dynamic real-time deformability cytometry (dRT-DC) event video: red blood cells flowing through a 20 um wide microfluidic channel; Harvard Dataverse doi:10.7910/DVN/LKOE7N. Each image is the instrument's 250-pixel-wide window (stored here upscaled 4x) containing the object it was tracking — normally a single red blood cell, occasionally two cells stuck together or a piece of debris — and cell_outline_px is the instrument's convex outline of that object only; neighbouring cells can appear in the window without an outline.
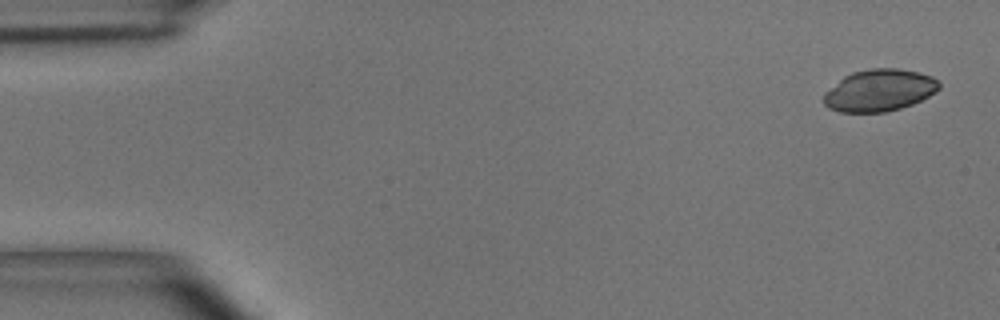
{"species": "common noctule bat (a hibernating species)", "species_latin": "Nyctalus noctula", "temperature_condition": "room temperature", "stored_images_in_passage": 7, "camera_frame_rate_fps": 3000, "um_per_image_px": 0.085, "animal": {"sex": "male", "body_mass_g": 15.6}, "frame": {"image": 1, "passage_image": 1, "time_ms": 0.0, "image_size_px": [1000, 320], "cell_outline_px": [[940, 88], [936, 92], [912, 104], [900, 108], [884, 112], [840, 112], [828, 108], [824, 104], [824, 92], [844, 76], [852, 72], [872, 68], [900, 68], [920, 72], [932, 76], [940, 84]], "centroid_in_image_um": [74.74, 7.67], "position_along_channel_um": 10.3, "area_um2": 28.26}}